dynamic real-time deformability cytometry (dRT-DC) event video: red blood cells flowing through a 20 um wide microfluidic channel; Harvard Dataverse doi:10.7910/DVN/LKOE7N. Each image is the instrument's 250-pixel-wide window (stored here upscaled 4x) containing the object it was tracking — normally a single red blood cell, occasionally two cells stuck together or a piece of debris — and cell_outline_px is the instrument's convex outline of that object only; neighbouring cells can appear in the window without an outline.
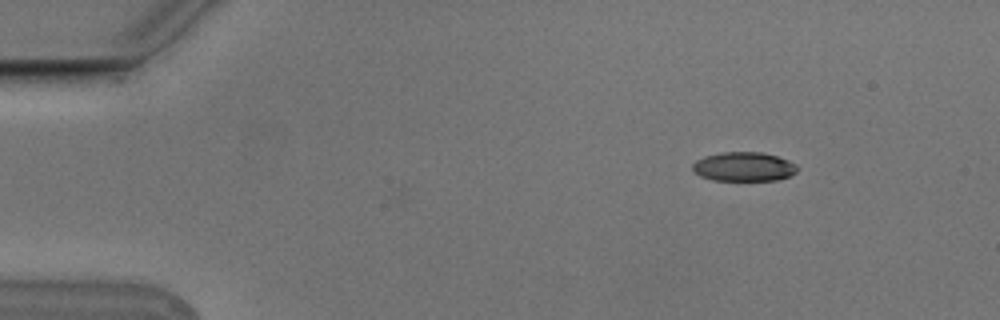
{"species": "Egyptian fruit bat (a non-hibernating species)", "species_latin": "Rousettus aegyptiacus", "temperature_condition": "cold", "stored_images_in_passage": 10, "camera_frame_rate_fps": 3000, "um_per_image_px": 0.085, "animal": {"sex": "male"}, "frame": {"image": 1, "passage_image": 1, "time_ms": 0.0, "image_size_px": [1000, 320], "cell_outline_px": [[796, 172], [788, 176], [776, 180], [712, 180], [700, 176], [692, 168], [692, 164], [696, 160], [704, 156], [720, 152], [760, 152], [776, 156], [788, 160], [796, 164]], "centroid_in_image_um": [63.19, 14.16], "position_along_channel_um": 21.8, "area_um2": 17.69}}
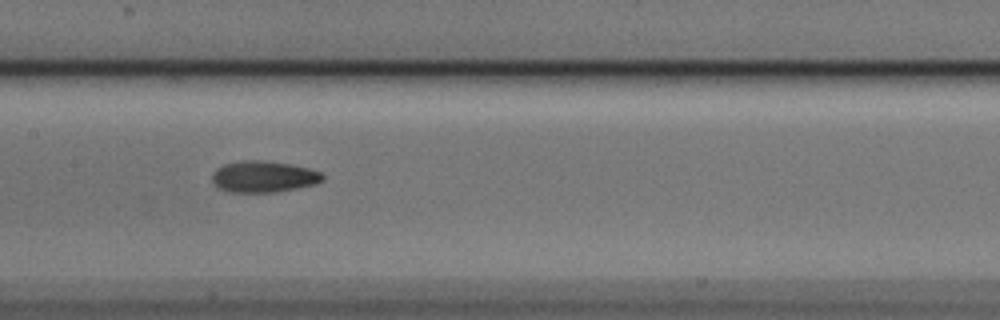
{"frame": {"image": 2, "passage_image": 7, "time_ms": 2.0, "image_size_px": [1000, 320], "cell_outline_px": [[324, 180], [316, 184], [296, 188], [272, 192], [228, 192], [220, 188], [212, 180], [212, 172], [216, 168], [224, 164], [248, 160], [256, 160], [288, 164], [308, 168], [320, 172], [324, 176]], "centroid_in_image_um": [22.4, 15.02], "position_along_channel_um": 185.0, "area_um2": 19.94}}
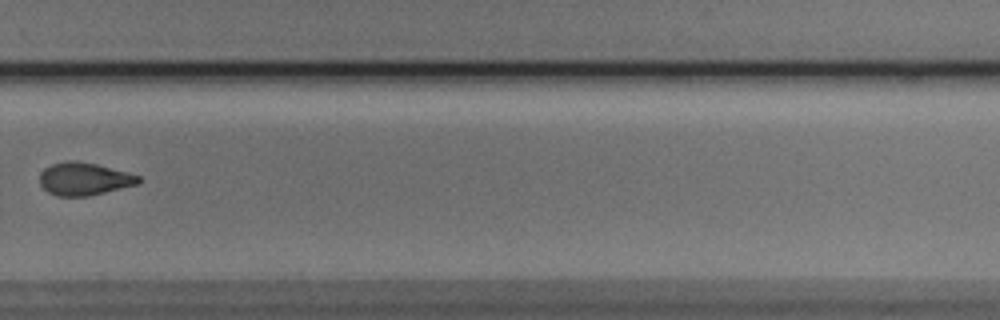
{"frame": {"image": 3, "passage_image": 10, "time_ms": 3.0, "image_size_px": [1000, 320], "cell_outline_px": [[140, 184], [88, 196], [56, 196], [48, 192], [40, 184], [40, 172], [44, 168], [52, 164], [64, 160], [80, 160], [128, 172], [140, 176]], "centroid_in_image_um": [7.15, 15.19], "position_along_channel_um": 322.7, "area_um2": 19.07}}